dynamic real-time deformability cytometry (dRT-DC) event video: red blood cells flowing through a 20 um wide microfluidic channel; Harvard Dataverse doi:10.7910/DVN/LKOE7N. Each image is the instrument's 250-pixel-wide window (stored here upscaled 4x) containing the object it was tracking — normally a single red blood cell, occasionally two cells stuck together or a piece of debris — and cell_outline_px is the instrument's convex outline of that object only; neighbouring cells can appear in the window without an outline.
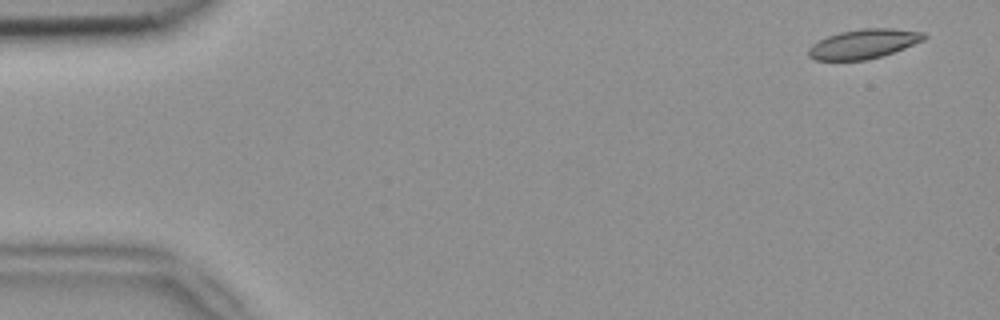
{"species": "common noctule bat (a hibernating species)", "species_latin": "Nyctalus noctula", "temperature_condition": "room temperature", "stored_images_in_passage": 5, "camera_frame_rate_fps": 3000, "um_per_image_px": 0.085, "animal": {"sex": "female", "body_mass_g": 18.4}, "frame": {"image": 1, "passage_image": 1, "time_ms": 0.0, "image_size_px": [1000, 320], "cell_outline_px": [[928, 36], [924, 40], [904, 48], [868, 60], [812, 60], [808, 56], [808, 48], [812, 44], [828, 36], [840, 32], [864, 28], [892, 28], [924, 32]], "centroid_in_image_um": [73.4, 3.73], "position_along_channel_um": 11.6, "area_um2": 19.77}}
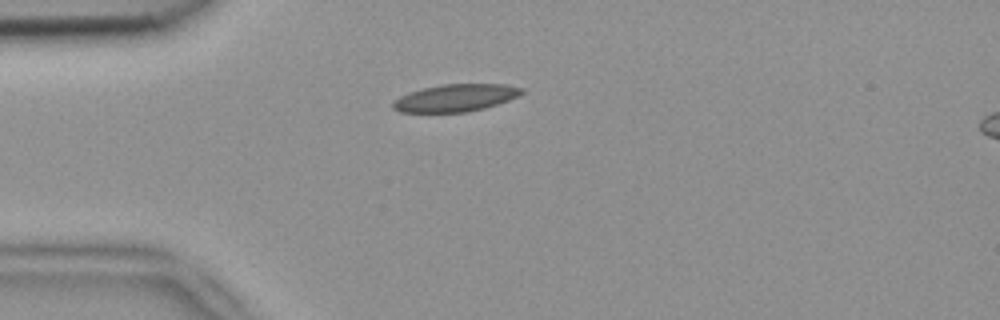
{"frame": {"image": 2, "passage_image": 4, "time_ms": 1.0, "image_size_px": [1000, 320], "cell_outline_px": [[524, 92], [508, 100], [484, 108], [468, 112], [400, 112], [392, 108], [392, 100], [408, 92], [424, 88], [444, 84], [504, 84], [524, 88]], "centroid_in_image_um": [38.68, 8.32], "position_along_channel_um": 46.3, "area_um2": 20.46}}